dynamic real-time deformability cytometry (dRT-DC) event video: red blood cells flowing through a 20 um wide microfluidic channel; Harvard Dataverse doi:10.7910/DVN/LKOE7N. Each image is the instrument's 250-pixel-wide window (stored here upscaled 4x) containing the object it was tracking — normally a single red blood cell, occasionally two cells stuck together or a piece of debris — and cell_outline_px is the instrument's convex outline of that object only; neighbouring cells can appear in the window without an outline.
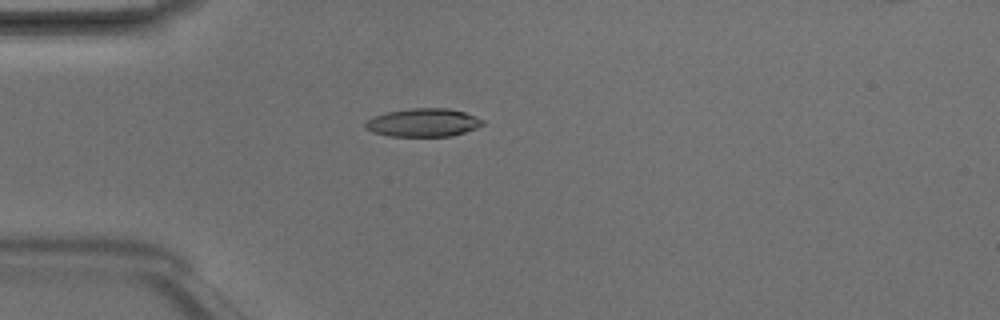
{"species": "Egyptian fruit bat (a non-hibernating species)", "species_latin": "Rousettus aegyptiacus", "temperature_condition": "room temperature", "stored_images_in_passage": 5, "camera_frame_rate_fps": 3000, "um_per_image_px": 0.085, "animal": {"sex": "male"}, "frame": {"image": 1, "passage_image": 4, "time_ms": 1.0, "image_size_px": [1000, 320], "cell_outline_px": [[484, 124], [476, 128], [452, 136], [388, 136], [372, 132], [364, 128], [364, 124], [372, 116], [388, 112], [412, 108], [448, 108], [464, 112], [484, 120]], "centroid_in_image_um": [35.95, 10.42], "position_along_channel_um": 49.0, "area_um2": 19.31}}